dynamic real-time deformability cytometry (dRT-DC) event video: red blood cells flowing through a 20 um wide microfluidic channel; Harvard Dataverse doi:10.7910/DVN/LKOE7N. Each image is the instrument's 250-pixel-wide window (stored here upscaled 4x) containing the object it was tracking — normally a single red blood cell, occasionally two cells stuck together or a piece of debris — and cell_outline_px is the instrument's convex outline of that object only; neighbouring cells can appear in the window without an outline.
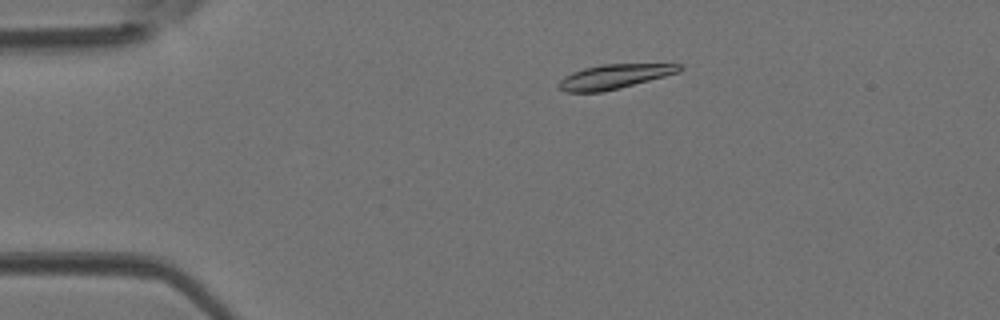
{"species": "Egyptian fruit bat (a non-hibernating species)", "species_latin": "Rousettus aegyptiacus", "temperature_condition": "room temperature", "stored_images_in_passage": 37, "camera_frame_rate_fps": 3000, "um_per_image_px": 0.085, "animal": {"sex": "female"}, "frame": {"image": 1, "passage_image": 2, "time_ms": 0.333, "image_size_px": [1000, 320], "cell_outline_px": [[684, 68], [680, 72], [620, 88], [600, 92], [564, 92], [556, 84], [564, 76], [572, 72], [584, 68], [600, 64], [684, 64]], "centroid_in_image_um": [52.21, 6.5], "position_along_channel_um": 32.8, "area_um2": 17.28}}
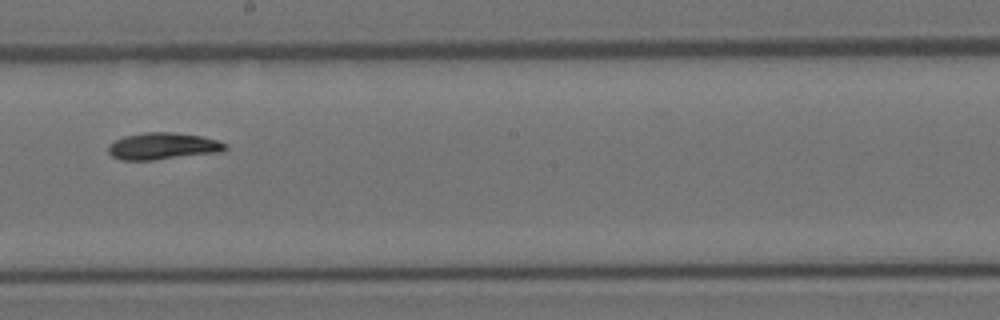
{"frame": {"image": 2, "passage_image": 18, "time_ms": 5.667, "image_size_px": [1000, 320], "cell_outline_px": [[228, 148], [224, 152], [152, 160], [120, 160], [112, 156], [108, 152], [108, 144], [124, 136], [144, 132], [172, 132], [204, 136], [228, 144]], "centroid_in_image_um": [13.88, 12.42], "position_along_channel_um": 234.3, "area_um2": 18.55}}
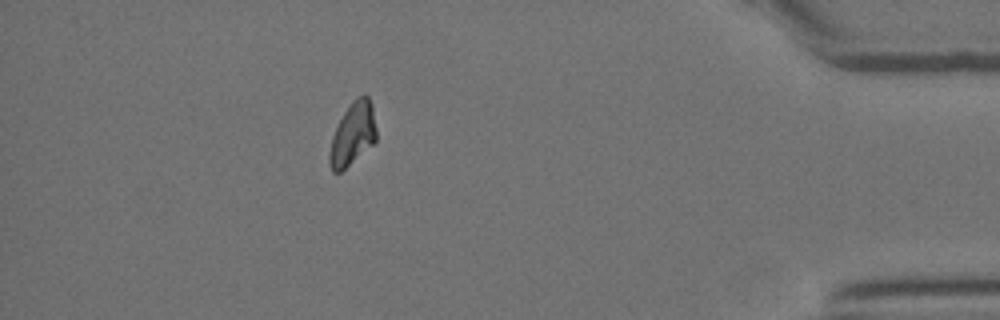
{"frame": {"image": 3, "passage_image": 32, "time_ms": 10.333, "image_size_px": [1000, 320], "cell_outline_px": [[376, 140], [372, 144], [340, 172], [332, 172], [328, 164], [328, 156], [332, 136], [344, 112], [352, 100], [356, 96], [364, 92], [368, 96], [372, 104], [376, 128]], "centroid_in_image_um": [29.97, 11.35], "position_along_channel_um": 405.2, "area_um2": 17.11}}